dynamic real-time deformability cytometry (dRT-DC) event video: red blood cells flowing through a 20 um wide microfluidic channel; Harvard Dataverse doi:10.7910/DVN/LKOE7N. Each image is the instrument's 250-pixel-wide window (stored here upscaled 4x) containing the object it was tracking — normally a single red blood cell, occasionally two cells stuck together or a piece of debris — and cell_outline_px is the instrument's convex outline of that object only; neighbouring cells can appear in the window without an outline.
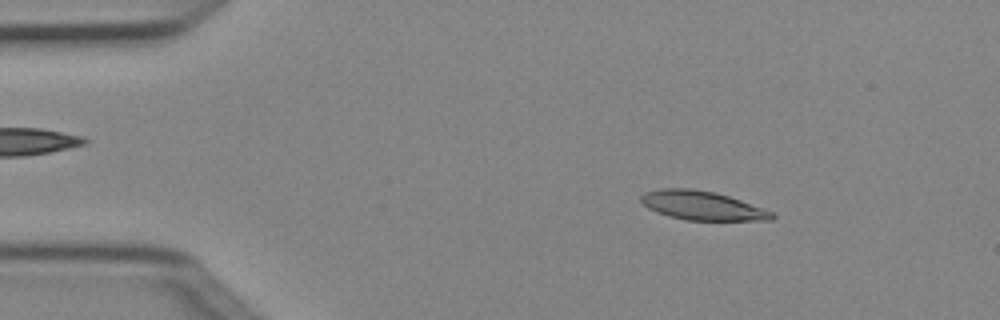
{"species": "Egyptian fruit bat (a non-hibernating species)", "species_latin": "Rousettus aegyptiacus", "temperature_condition": "cold", "stored_images_in_passage": 3, "camera_frame_rate_fps": 3000, "um_per_image_px": 0.085, "animal": {"sex": "female"}, "frame": {"image": 1, "passage_image": 2, "time_ms": 0.333, "image_size_px": [1000, 320], "cell_outline_px": [[776, 216], [772, 220], [684, 220], [668, 216], [656, 212], [648, 208], [640, 200], [640, 196], [644, 192], [660, 188], [692, 188], [716, 192], [776, 212]], "centroid_in_image_um": [59.69, 17.47], "position_along_channel_um": 25.3, "area_um2": 22.31}}